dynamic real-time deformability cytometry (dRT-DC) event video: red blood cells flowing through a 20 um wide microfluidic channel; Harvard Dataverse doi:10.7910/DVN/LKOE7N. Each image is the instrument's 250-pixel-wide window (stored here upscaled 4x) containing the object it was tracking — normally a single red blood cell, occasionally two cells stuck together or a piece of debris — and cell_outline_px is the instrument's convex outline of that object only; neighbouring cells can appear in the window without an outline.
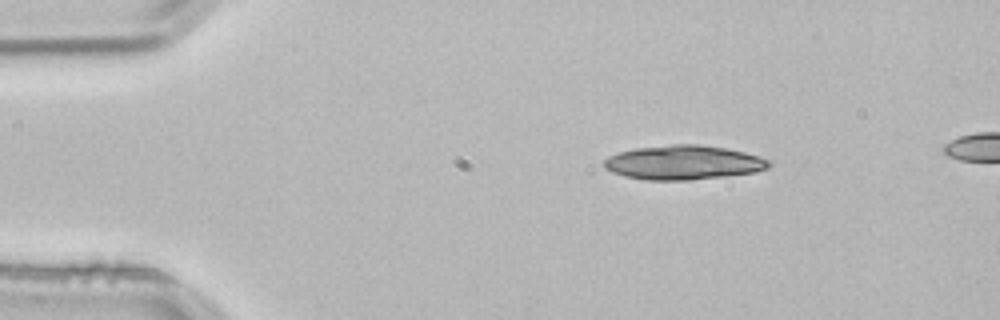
{"species": "common noctule bat (a hibernating species)", "species_latin": "Nyctalus noctula", "temperature_condition": "room temperature", "stored_images_in_passage": 5, "camera_frame_rate_fps": 3000, "um_per_image_px": 0.085, "animal": {"sex": "male", "body_mass_g": 21.5, "forearm_length_mm": 52.0}, "frame": {"image": 1, "passage_image": 1, "time_ms": 0.0, "image_size_px": [1000, 320], "cell_outline_px": [[772, 164], [768, 168], [756, 172], [728, 176], [688, 180], [644, 180], [624, 176], [612, 172], [604, 168], [604, 160], [608, 156], [620, 152], [636, 148], [672, 144], [700, 144], [724, 148], [744, 152], [760, 156], [768, 160]], "centroid_in_image_um": [58.1, 13.82], "position_along_channel_um": 26.9, "area_um2": 33.06}}